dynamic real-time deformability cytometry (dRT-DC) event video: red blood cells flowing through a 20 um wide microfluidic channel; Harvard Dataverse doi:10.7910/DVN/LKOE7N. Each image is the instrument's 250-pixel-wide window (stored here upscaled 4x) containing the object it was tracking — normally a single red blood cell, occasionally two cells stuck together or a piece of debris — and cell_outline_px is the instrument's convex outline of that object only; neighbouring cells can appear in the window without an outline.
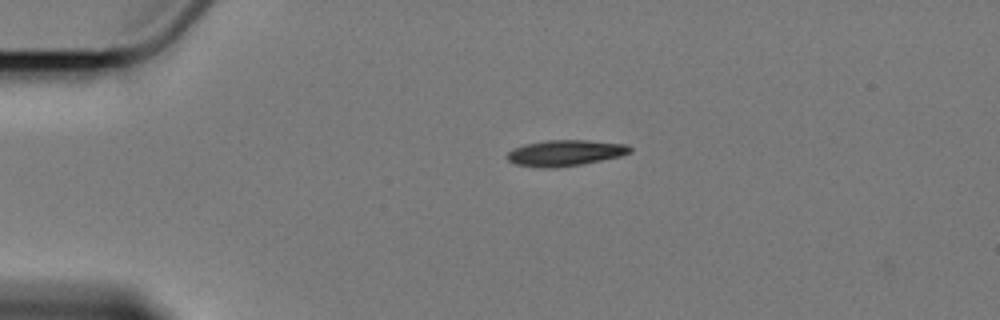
{"species": "Egyptian fruit bat (a non-hibernating species)", "species_latin": "Rousettus aegyptiacus", "temperature_condition": "cold", "stored_images_in_passage": 3, "camera_frame_rate_fps": 3000, "um_per_image_px": 0.085, "animal": {"sex": "female"}, "frame": {"image": 1, "passage_image": 1, "time_ms": 0.0, "image_size_px": [1000, 320], "cell_outline_px": [[632, 152], [620, 156], [580, 164], [556, 168], [544, 168], [512, 164], [508, 160], [508, 152], [512, 148], [524, 144], [548, 140], [588, 140], [628, 144], [632, 148]], "centroid_in_image_um": [48.03, 12.99], "position_along_channel_um": 37.0, "area_um2": 18.67}}
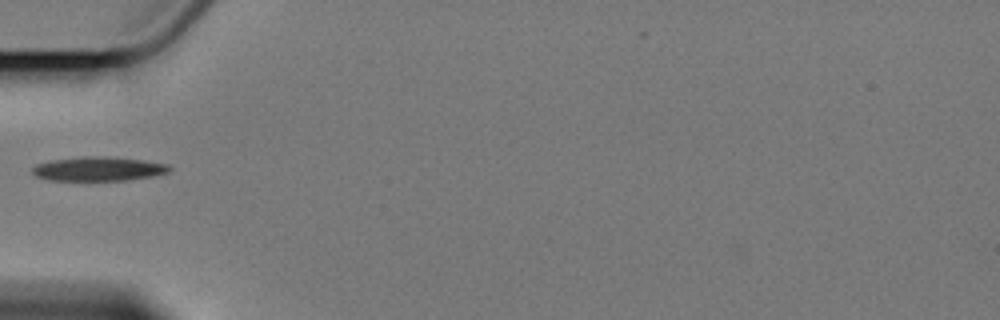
{"frame": {"image": 2, "passage_image": 3, "time_ms": 2.333, "image_size_px": [1000, 320], "cell_outline_px": [[172, 168], [168, 172], [152, 176], [124, 180], [52, 180], [36, 176], [32, 172], [32, 168], [36, 164], [52, 160], [84, 156], [104, 156], [144, 160], [168, 164]], "centroid_in_image_um": [8.38, 14.34], "position_along_channel_um": 76.6, "area_um2": 19.13}}